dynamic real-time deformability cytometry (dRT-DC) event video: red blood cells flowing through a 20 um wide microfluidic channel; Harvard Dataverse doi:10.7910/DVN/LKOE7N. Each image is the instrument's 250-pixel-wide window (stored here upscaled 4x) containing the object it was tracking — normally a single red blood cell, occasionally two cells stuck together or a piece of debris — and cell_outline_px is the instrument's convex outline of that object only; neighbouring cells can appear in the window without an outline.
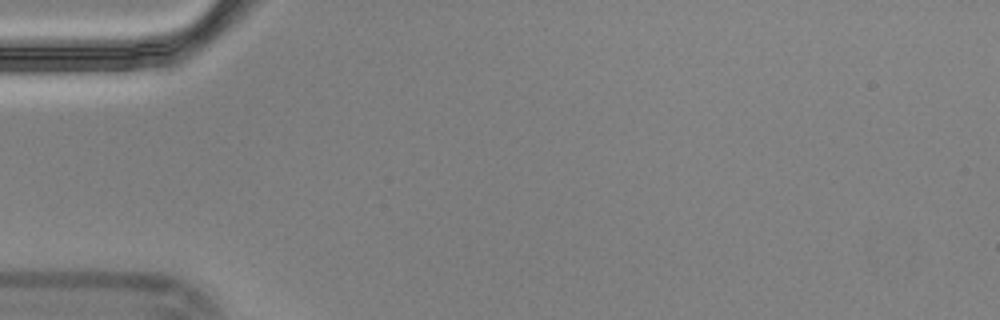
{"species": "Egyptian fruit bat (a non-hibernating species)", "species_latin": "Rousettus aegyptiacus", "temperature_condition": "cold", "stored_images_in_passage": 1, "camera_frame_rate_fps": 3000, "um_per_image_px": 0.085, "animal": {"sex": "male"}, "frame": {"image": 1, "passage_image": 1, "time_ms": 0.0, "image_size_px": [1000, 320], "cell_outline_px": [[284, 32], [252, 76], [212, 96], [208, 96], [208, 88], [236, 60], [272, 28], [284, 28]], "centroid_in_image_um": [20.98, 5.32], "position_along_channel_um": 64.0, "area_um2": 11.27}}